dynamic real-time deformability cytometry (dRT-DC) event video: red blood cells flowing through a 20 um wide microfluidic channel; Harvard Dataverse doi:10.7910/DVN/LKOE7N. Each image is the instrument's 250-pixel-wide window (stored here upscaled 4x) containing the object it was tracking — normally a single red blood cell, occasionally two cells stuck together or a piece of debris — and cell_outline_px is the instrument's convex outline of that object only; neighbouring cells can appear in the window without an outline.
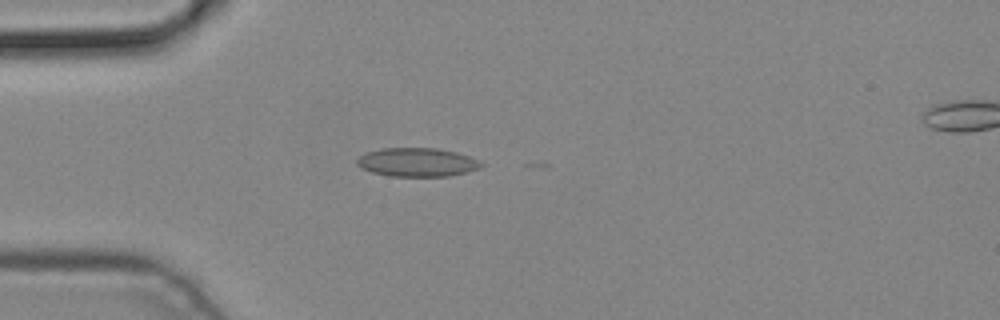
{"species": "common noctule bat (a hibernating species)", "species_latin": "Nyctalus noctula", "temperature_condition": "cold", "stored_images_in_passage": 6, "camera_frame_rate_fps": 3000, "um_per_image_px": 0.085, "animal": {"sex": "male", "body_mass_g": 19.2, "forearm_length_mm": 51.8}, "frame": {"image": 1, "passage_image": 4, "time_ms": 1.0, "image_size_px": [1000, 320], "cell_outline_px": [[484, 164], [480, 168], [468, 172], [448, 176], [388, 176], [372, 172], [360, 168], [356, 164], [356, 160], [360, 156], [368, 152], [384, 148], [436, 148], [456, 152], [480, 160]], "centroid_in_image_um": [35.47, 13.79], "position_along_channel_um": 49.5, "area_um2": 20.81}}